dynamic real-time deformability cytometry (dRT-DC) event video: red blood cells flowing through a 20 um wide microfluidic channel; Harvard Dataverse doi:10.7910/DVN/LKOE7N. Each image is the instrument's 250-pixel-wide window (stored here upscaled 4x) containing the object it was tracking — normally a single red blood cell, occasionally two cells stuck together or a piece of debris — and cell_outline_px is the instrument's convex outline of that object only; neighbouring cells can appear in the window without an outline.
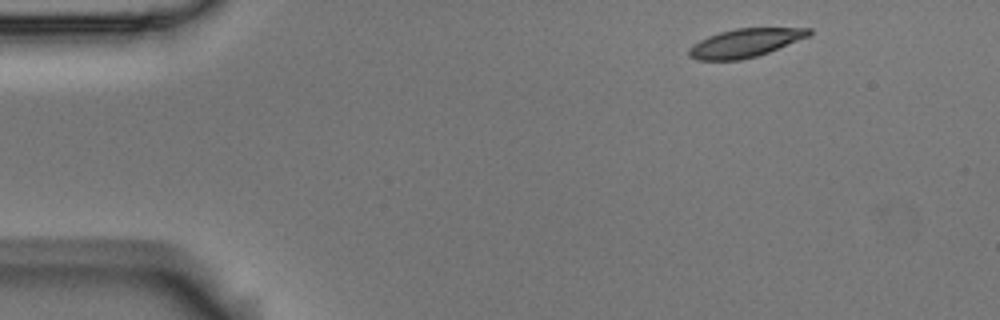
{"species": "Egyptian fruit bat (a non-hibernating species)", "species_latin": "Rousettus aegyptiacus", "temperature_condition": "room temperature", "stored_images_in_passage": 3, "camera_frame_rate_fps": 3000, "um_per_image_px": 0.085, "animal": {"sex": "male"}, "frame": {"image": 1, "passage_image": 1, "time_ms": 0.0, "image_size_px": [1000, 320], "cell_outline_px": [[812, 32], [808, 36], [768, 52], [756, 56], [740, 60], [696, 60], [688, 56], [688, 48], [692, 44], [708, 36], [720, 32], [736, 28], [812, 28]], "centroid_in_image_um": [63.28, 3.65], "position_along_channel_um": 21.7, "area_um2": 19.77}}
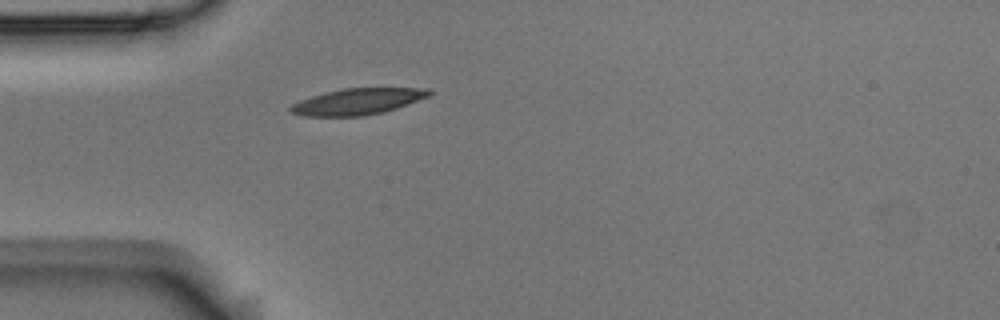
{"frame": {"image": 2, "passage_image": 3, "time_ms": 0.667, "image_size_px": [1000, 320], "cell_outline_px": [[432, 92], [428, 96], [396, 108], [384, 112], [364, 116], [304, 116], [292, 112], [288, 108], [292, 104], [300, 100], [324, 92], [344, 88], [432, 88]], "centroid_in_image_um": [30.39, 8.62], "position_along_channel_um": 54.6, "area_um2": 21.1}}